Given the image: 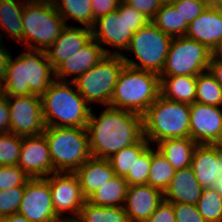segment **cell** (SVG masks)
<instances>
[{
  "label": "cell",
  "instance_id": "cell-1",
  "mask_svg": "<svg viewBox=\"0 0 222 222\" xmlns=\"http://www.w3.org/2000/svg\"><path fill=\"white\" fill-rule=\"evenodd\" d=\"M86 129L91 157L109 159L143 137V117L110 106L96 117L91 109Z\"/></svg>",
  "mask_w": 222,
  "mask_h": 222
},
{
  "label": "cell",
  "instance_id": "cell-2",
  "mask_svg": "<svg viewBox=\"0 0 222 222\" xmlns=\"http://www.w3.org/2000/svg\"><path fill=\"white\" fill-rule=\"evenodd\" d=\"M29 51V52H28ZM55 70L43 50L28 49L15 60L12 56L4 73L6 97L36 94L41 96L55 80Z\"/></svg>",
  "mask_w": 222,
  "mask_h": 222
},
{
  "label": "cell",
  "instance_id": "cell-3",
  "mask_svg": "<svg viewBox=\"0 0 222 222\" xmlns=\"http://www.w3.org/2000/svg\"><path fill=\"white\" fill-rule=\"evenodd\" d=\"M70 85H73V82L55 79L41 95L46 126L86 128L91 107L77 88Z\"/></svg>",
  "mask_w": 222,
  "mask_h": 222
},
{
  "label": "cell",
  "instance_id": "cell-4",
  "mask_svg": "<svg viewBox=\"0 0 222 222\" xmlns=\"http://www.w3.org/2000/svg\"><path fill=\"white\" fill-rule=\"evenodd\" d=\"M160 95L158 74L125 65L119 74L109 106L143 115Z\"/></svg>",
  "mask_w": 222,
  "mask_h": 222
},
{
  "label": "cell",
  "instance_id": "cell-5",
  "mask_svg": "<svg viewBox=\"0 0 222 222\" xmlns=\"http://www.w3.org/2000/svg\"><path fill=\"white\" fill-rule=\"evenodd\" d=\"M143 137L149 143L190 137V105L159 96L142 115Z\"/></svg>",
  "mask_w": 222,
  "mask_h": 222
},
{
  "label": "cell",
  "instance_id": "cell-6",
  "mask_svg": "<svg viewBox=\"0 0 222 222\" xmlns=\"http://www.w3.org/2000/svg\"><path fill=\"white\" fill-rule=\"evenodd\" d=\"M43 134L55 172L74 173L91 157L86 128L46 126Z\"/></svg>",
  "mask_w": 222,
  "mask_h": 222
},
{
  "label": "cell",
  "instance_id": "cell-7",
  "mask_svg": "<svg viewBox=\"0 0 222 222\" xmlns=\"http://www.w3.org/2000/svg\"><path fill=\"white\" fill-rule=\"evenodd\" d=\"M66 25L52 0H26L22 13V45L27 44L28 49L46 51Z\"/></svg>",
  "mask_w": 222,
  "mask_h": 222
},
{
  "label": "cell",
  "instance_id": "cell-8",
  "mask_svg": "<svg viewBox=\"0 0 222 222\" xmlns=\"http://www.w3.org/2000/svg\"><path fill=\"white\" fill-rule=\"evenodd\" d=\"M150 21L140 11L121 1L116 11L95 20L92 37L100 44L126 50L133 34Z\"/></svg>",
  "mask_w": 222,
  "mask_h": 222
},
{
  "label": "cell",
  "instance_id": "cell-9",
  "mask_svg": "<svg viewBox=\"0 0 222 222\" xmlns=\"http://www.w3.org/2000/svg\"><path fill=\"white\" fill-rule=\"evenodd\" d=\"M172 38L150 21L133 34L126 49L134 52L140 64L130 60V58L128 59L123 53L121 57L126 66L160 75L165 65Z\"/></svg>",
  "mask_w": 222,
  "mask_h": 222
},
{
  "label": "cell",
  "instance_id": "cell-10",
  "mask_svg": "<svg viewBox=\"0 0 222 222\" xmlns=\"http://www.w3.org/2000/svg\"><path fill=\"white\" fill-rule=\"evenodd\" d=\"M124 66L121 55H106L98 64L79 76L73 82V86L89 105L98 101L109 106L114 87Z\"/></svg>",
  "mask_w": 222,
  "mask_h": 222
},
{
  "label": "cell",
  "instance_id": "cell-11",
  "mask_svg": "<svg viewBox=\"0 0 222 222\" xmlns=\"http://www.w3.org/2000/svg\"><path fill=\"white\" fill-rule=\"evenodd\" d=\"M211 56L204 44L186 36L173 37L159 76H197L208 71Z\"/></svg>",
  "mask_w": 222,
  "mask_h": 222
},
{
  "label": "cell",
  "instance_id": "cell-12",
  "mask_svg": "<svg viewBox=\"0 0 222 222\" xmlns=\"http://www.w3.org/2000/svg\"><path fill=\"white\" fill-rule=\"evenodd\" d=\"M7 101L10 110V133L25 137L44 132L46 125L41 96L36 94L12 96L7 97Z\"/></svg>",
  "mask_w": 222,
  "mask_h": 222
},
{
  "label": "cell",
  "instance_id": "cell-13",
  "mask_svg": "<svg viewBox=\"0 0 222 222\" xmlns=\"http://www.w3.org/2000/svg\"><path fill=\"white\" fill-rule=\"evenodd\" d=\"M18 214L32 222H60L53 209L47 178H30L25 185Z\"/></svg>",
  "mask_w": 222,
  "mask_h": 222
},
{
  "label": "cell",
  "instance_id": "cell-14",
  "mask_svg": "<svg viewBox=\"0 0 222 222\" xmlns=\"http://www.w3.org/2000/svg\"><path fill=\"white\" fill-rule=\"evenodd\" d=\"M52 195L53 209L60 219H77L86 201L74 173L56 172L46 177ZM69 211L73 217H63Z\"/></svg>",
  "mask_w": 222,
  "mask_h": 222
},
{
  "label": "cell",
  "instance_id": "cell-15",
  "mask_svg": "<svg viewBox=\"0 0 222 222\" xmlns=\"http://www.w3.org/2000/svg\"><path fill=\"white\" fill-rule=\"evenodd\" d=\"M190 138L197 144L216 145L222 141V109L194 102L190 105Z\"/></svg>",
  "mask_w": 222,
  "mask_h": 222
},
{
  "label": "cell",
  "instance_id": "cell-16",
  "mask_svg": "<svg viewBox=\"0 0 222 222\" xmlns=\"http://www.w3.org/2000/svg\"><path fill=\"white\" fill-rule=\"evenodd\" d=\"M17 165L30 178H46L56 173L50 156L48 142L45 135L22 137V146Z\"/></svg>",
  "mask_w": 222,
  "mask_h": 222
},
{
  "label": "cell",
  "instance_id": "cell-17",
  "mask_svg": "<svg viewBox=\"0 0 222 222\" xmlns=\"http://www.w3.org/2000/svg\"><path fill=\"white\" fill-rule=\"evenodd\" d=\"M109 51L99 45L92 37L76 54L65 60L55 69V79L66 82L69 75H75L74 82L91 67L98 64L106 55H121L118 51Z\"/></svg>",
  "mask_w": 222,
  "mask_h": 222
},
{
  "label": "cell",
  "instance_id": "cell-18",
  "mask_svg": "<svg viewBox=\"0 0 222 222\" xmlns=\"http://www.w3.org/2000/svg\"><path fill=\"white\" fill-rule=\"evenodd\" d=\"M164 200L163 192L150 185L128 186L123 208L129 222H145ZM127 205V206H125Z\"/></svg>",
  "mask_w": 222,
  "mask_h": 222
},
{
  "label": "cell",
  "instance_id": "cell-19",
  "mask_svg": "<svg viewBox=\"0 0 222 222\" xmlns=\"http://www.w3.org/2000/svg\"><path fill=\"white\" fill-rule=\"evenodd\" d=\"M190 167L203 188H213L222 178V156L217 145L198 144Z\"/></svg>",
  "mask_w": 222,
  "mask_h": 222
},
{
  "label": "cell",
  "instance_id": "cell-20",
  "mask_svg": "<svg viewBox=\"0 0 222 222\" xmlns=\"http://www.w3.org/2000/svg\"><path fill=\"white\" fill-rule=\"evenodd\" d=\"M91 38V28L66 25L55 42L45 51L52 68L55 70L76 54Z\"/></svg>",
  "mask_w": 222,
  "mask_h": 222
},
{
  "label": "cell",
  "instance_id": "cell-21",
  "mask_svg": "<svg viewBox=\"0 0 222 222\" xmlns=\"http://www.w3.org/2000/svg\"><path fill=\"white\" fill-rule=\"evenodd\" d=\"M186 37L204 44L212 51L222 37V8L208 7L189 25Z\"/></svg>",
  "mask_w": 222,
  "mask_h": 222
},
{
  "label": "cell",
  "instance_id": "cell-22",
  "mask_svg": "<svg viewBox=\"0 0 222 222\" xmlns=\"http://www.w3.org/2000/svg\"><path fill=\"white\" fill-rule=\"evenodd\" d=\"M203 187L197 181L192 168L176 170L168 188L164 191V200L169 203L196 205Z\"/></svg>",
  "mask_w": 222,
  "mask_h": 222
},
{
  "label": "cell",
  "instance_id": "cell-23",
  "mask_svg": "<svg viewBox=\"0 0 222 222\" xmlns=\"http://www.w3.org/2000/svg\"><path fill=\"white\" fill-rule=\"evenodd\" d=\"M74 174L85 199L115 176L108 159L90 157Z\"/></svg>",
  "mask_w": 222,
  "mask_h": 222
},
{
  "label": "cell",
  "instance_id": "cell-24",
  "mask_svg": "<svg viewBox=\"0 0 222 222\" xmlns=\"http://www.w3.org/2000/svg\"><path fill=\"white\" fill-rule=\"evenodd\" d=\"M196 81L197 76H160L161 96L191 105L196 100Z\"/></svg>",
  "mask_w": 222,
  "mask_h": 222
},
{
  "label": "cell",
  "instance_id": "cell-25",
  "mask_svg": "<svg viewBox=\"0 0 222 222\" xmlns=\"http://www.w3.org/2000/svg\"><path fill=\"white\" fill-rule=\"evenodd\" d=\"M157 145V150L175 170H179L191 165L192 155L198 144L187 137L165 139L158 142Z\"/></svg>",
  "mask_w": 222,
  "mask_h": 222
},
{
  "label": "cell",
  "instance_id": "cell-26",
  "mask_svg": "<svg viewBox=\"0 0 222 222\" xmlns=\"http://www.w3.org/2000/svg\"><path fill=\"white\" fill-rule=\"evenodd\" d=\"M127 189L128 183L125 178L115 175L107 183L92 193L86 201L95 206L123 207Z\"/></svg>",
  "mask_w": 222,
  "mask_h": 222
},
{
  "label": "cell",
  "instance_id": "cell-27",
  "mask_svg": "<svg viewBox=\"0 0 222 222\" xmlns=\"http://www.w3.org/2000/svg\"><path fill=\"white\" fill-rule=\"evenodd\" d=\"M25 2L0 0V26L16 41L23 43L22 13ZM0 37L2 35L0 33Z\"/></svg>",
  "mask_w": 222,
  "mask_h": 222
},
{
  "label": "cell",
  "instance_id": "cell-28",
  "mask_svg": "<svg viewBox=\"0 0 222 222\" xmlns=\"http://www.w3.org/2000/svg\"><path fill=\"white\" fill-rule=\"evenodd\" d=\"M52 2L65 23L71 18L81 23L83 27L92 29L94 26L91 0H52Z\"/></svg>",
  "mask_w": 222,
  "mask_h": 222
},
{
  "label": "cell",
  "instance_id": "cell-29",
  "mask_svg": "<svg viewBox=\"0 0 222 222\" xmlns=\"http://www.w3.org/2000/svg\"><path fill=\"white\" fill-rule=\"evenodd\" d=\"M151 22L171 37L185 36L188 24L173 4L162 5Z\"/></svg>",
  "mask_w": 222,
  "mask_h": 222
},
{
  "label": "cell",
  "instance_id": "cell-30",
  "mask_svg": "<svg viewBox=\"0 0 222 222\" xmlns=\"http://www.w3.org/2000/svg\"><path fill=\"white\" fill-rule=\"evenodd\" d=\"M176 170L168 160L158 151L151 148V164L148 176V185L161 192L168 188Z\"/></svg>",
  "mask_w": 222,
  "mask_h": 222
},
{
  "label": "cell",
  "instance_id": "cell-31",
  "mask_svg": "<svg viewBox=\"0 0 222 222\" xmlns=\"http://www.w3.org/2000/svg\"><path fill=\"white\" fill-rule=\"evenodd\" d=\"M149 145V142L142 137L135 144L124 147L111 156L108 161L110 162L115 175L125 178L129 171L132 170L134 162Z\"/></svg>",
  "mask_w": 222,
  "mask_h": 222
},
{
  "label": "cell",
  "instance_id": "cell-32",
  "mask_svg": "<svg viewBox=\"0 0 222 222\" xmlns=\"http://www.w3.org/2000/svg\"><path fill=\"white\" fill-rule=\"evenodd\" d=\"M79 222H129L123 207L95 206L85 201L77 218Z\"/></svg>",
  "mask_w": 222,
  "mask_h": 222
},
{
  "label": "cell",
  "instance_id": "cell-33",
  "mask_svg": "<svg viewBox=\"0 0 222 222\" xmlns=\"http://www.w3.org/2000/svg\"><path fill=\"white\" fill-rule=\"evenodd\" d=\"M195 102L212 106L222 105V87L209 71L197 75Z\"/></svg>",
  "mask_w": 222,
  "mask_h": 222
},
{
  "label": "cell",
  "instance_id": "cell-34",
  "mask_svg": "<svg viewBox=\"0 0 222 222\" xmlns=\"http://www.w3.org/2000/svg\"><path fill=\"white\" fill-rule=\"evenodd\" d=\"M196 206L206 222L222 221V198L214 187L203 188Z\"/></svg>",
  "mask_w": 222,
  "mask_h": 222
},
{
  "label": "cell",
  "instance_id": "cell-35",
  "mask_svg": "<svg viewBox=\"0 0 222 222\" xmlns=\"http://www.w3.org/2000/svg\"><path fill=\"white\" fill-rule=\"evenodd\" d=\"M22 137L14 133L0 134V166L17 165Z\"/></svg>",
  "mask_w": 222,
  "mask_h": 222
},
{
  "label": "cell",
  "instance_id": "cell-36",
  "mask_svg": "<svg viewBox=\"0 0 222 222\" xmlns=\"http://www.w3.org/2000/svg\"><path fill=\"white\" fill-rule=\"evenodd\" d=\"M151 164V146L149 145L134 162L125 180L128 186L148 185V176Z\"/></svg>",
  "mask_w": 222,
  "mask_h": 222
},
{
  "label": "cell",
  "instance_id": "cell-37",
  "mask_svg": "<svg viewBox=\"0 0 222 222\" xmlns=\"http://www.w3.org/2000/svg\"><path fill=\"white\" fill-rule=\"evenodd\" d=\"M25 186L0 191V219L18 212Z\"/></svg>",
  "mask_w": 222,
  "mask_h": 222
},
{
  "label": "cell",
  "instance_id": "cell-38",
  "mask_svg": "<svg viewBox=\"0 0 222 222\" xmlns=\"http://www.w3.org/2000/svg\"><path fill=\"white\" fill-rule=\"evenodd\" d=\"M30 177L18 166H0V191L25 186Z\"/></svg>",
  "mask_w": 222,
  "mask_h": 222
},
{
  "label": "cell",
  "instance_id": "cell-39",
  "mask_svg": "<svg viewBox=\"0 0 222 222\" xmlns=\"http://www.w3.org/2000/svg\"><path fill=\"white\" fill-rule=\"evenodd\" d=\"M173 5L189 25L208 7L209 2L208 0H176Z\"/></svg>",
  "mask_w": 222,
  "mask_h": 222
},
{
  "label": "cell",
  "instance_id": "cell-40",
  "mask_svg": "<svg viewBox=\"0 0 222 222\" xmlns=\"http://www.w3.org/2000/svg\"><path fill=\"white\" fill-rule=\"evenodd\" d=\"M174 208L176 222H206L199 213L197 206L184 203H171Z\"/></svg>",
  "mask_w": 222,
  "mask_h": 222
},
{
  "label": "cell",
  "instance_id": "cell-41",
  "mask_svg": "<svg viewBox=\"0 0 222 222\" xmlns=\"http://www.w3.org/2000/svg\"><path fill=\"white\" fill-rule=\"evenodd\" d=\"M124 2L137 11H140L149 20L155 17L157 11L162 6L159 0H124Z\"/></svg>",
  "mask_w": 222,
  "mask_h": 222
},
{
  "label": "cell",
  "instance_id": "cell-42",
  "mask_svg": "<svg viewBox=\"0 0 222 222\" xmlns=\"http://www.w3.org/2000/svg\"><path fill=\"white\" fill-rule=\"evenodd\" d=\"M145 222H176L173 205L163 200Z\"/></svg>",
  "mask_w": 222,
  "mask_h": 222
},
{
  "label": "cell",
  "instance_id": "cell-43",
  "mask_svg": "<svg viewBox=\"0 0 222 222\" xmlns=\"http://www.w3.org/2000/svg\"><path fill=\"white\" fill-rule=\"evenodd\" d=\"M94 20L106 14L116 11L120 4V0H91Z\"/></svg>",
  "mask_w": 222,
  "mask_h": 222
},
{
  "label": "cell",
  "instance_id": "cell-44",
  "mask_svg": "<svg viewBox=\"0 0 222 222\" xmlns=\"http://www.w3.org/2000/svg\"><path fill=\"white\" fill-rule=\"evenodd\" d=\"M10 132V110L7 97L0 95V134Z\"/></svg>",
  "mask_w": 222,
  "mask_h": 222
},
{
  "label": "cell",
  "instance_id": "cell-45",
  "mask_svg": "<svg viewBox=\"0 0 222 222\" xmlns=\"http://www.w3.org/2000/svg\"><path fill=\"white\" fill-rule=\"evenodd\" d=\"M208 71L222 87V59L211 57L209 62Z\"/></svg>",
  "mask_w": 222,
  "mask_h": 222
},
{
  "label": "cell",
  "instance_id": "cell-46",
  "mask_svg": "<svg viewBox=\"0 0 222 222\" xmlns=\"http://www.w3.org/2000/svg\"><path fill=\"white\" fill-rule=\"evenodd\" d=\"M1 40L2 38L0 37V42H2ZM1 45L3 44L0 43V72L4 75L11 55L7 52L8 49H5V47Z\"/></svg>",
  "mask_w": 222,
  "mask_h": 222
},
{
  "label": "cell",
  "instance_id": "cell-47",
  "mask_svg": "<svg viewBox=\"0 0 222 222\" xmlns=\"http://www.w3.org/2000/svg\"><path fill=\"white\" fill-rule=\"evenodd\" d=\"M1 222H32L25 218L23 215L15 213L12 215H8L0 219Z\"/></svg>",
  "mask_w": 222,
  "mask_h": 222
},
{
  "label": "cell",
  "instance_id": "cell-48",
  "mask_svg": "<svg viewBox=\"0 0 222 222\" xmlns=\"http://www.w3.org/2000/svg\"><path fill=\"white\" fill-rule=\"evenodd\" d=\"M211 54V57H217L219 59H222V37L216 47L211 51Z\"/></svg>",
  "mask_w": 222,
  "mask_h": 222
},
{
  "label": "cell",
  "instance_id": "cell-49",
  "mask_svg": "<svg viewBox=\"0 0 222 222\" xmlns=\"http://www.w3.org/2000/svg\"><path fill=\"white\" fill-rule=\"evenodd\" d=\"M214 188L218 191L219 195L222 198V178H220L218 180V182H217V184H216V186Z\"/></svg>",
  "mask_w": 222,
  "mask_h": 222
},
{
  "label": "cell",
  "instance_id": "cell-50",
  "mask_svg": "<svg viewBox=\"0 0 222 222\" xmlns=\"http://www.w3.org/2000/svg\"><path fill=\"white\" fill-rule=\"evenodd\" d=\"M208 2H209V5L222 8V0H208Z\"/></svg>",
  "mask_w": 222,
  "mask_h": 222
},
{
  "label": "cell",
  "instance_id": "cell-51",
  "mask_svg": "<svg viewBox=\"0 0 222 222\" xmlns=\"http://www.w3.org/2000/svg\"><path fill=\"white\" fill-rule=\"evenodd\" d=\"M4 90V75L0 72V95H2Z\"/></svg>",
  "mask_w": 222,
  "mask_h": 222
},
{
  "label": "cell",
  "instance_id": "cell-52",
  "mask_svg": "<svg viewBox=\"0 0 222 222\" xmlns=\"http://www.w3.org/2000/svg\"><path fill=\"white\" fill-rule=\"evenodd\" d=\"M162 5L173 4L176 0H159Z\"/></svg>",
  "mask_w": 222,
  "mask_h": 222
},
{
  "label": "cell",
  "instance_id": "cell-53",
  "mask_svg": "<svg viewBox=\"0 0 222 222\" xmlns=\"http://www.w3.org/2000/svg\"><path fill=\"white\" fill-rule=\"evenodd\" d=\"M60 222H79L77 219H61Z\"/></svg>",
  "mask_w": 222,
  "mask_h": 222
},
{
  "label": "cell",
  "instance_id": "cell-54",
  "mask_svg": "<svg viewBox=\"0 0 222 222\" xmlns=\"http://www.w3.org/2000/svg\"><path fill=\"white\" fill-rule=\"evenodd\" d=\"M216 145H217V147H218V149L220 151V154L222 156V141L220 143L216 144Z\"/></svg>",
  "mask_w": 222,
  "mask_h": 222
}]
</instances>
